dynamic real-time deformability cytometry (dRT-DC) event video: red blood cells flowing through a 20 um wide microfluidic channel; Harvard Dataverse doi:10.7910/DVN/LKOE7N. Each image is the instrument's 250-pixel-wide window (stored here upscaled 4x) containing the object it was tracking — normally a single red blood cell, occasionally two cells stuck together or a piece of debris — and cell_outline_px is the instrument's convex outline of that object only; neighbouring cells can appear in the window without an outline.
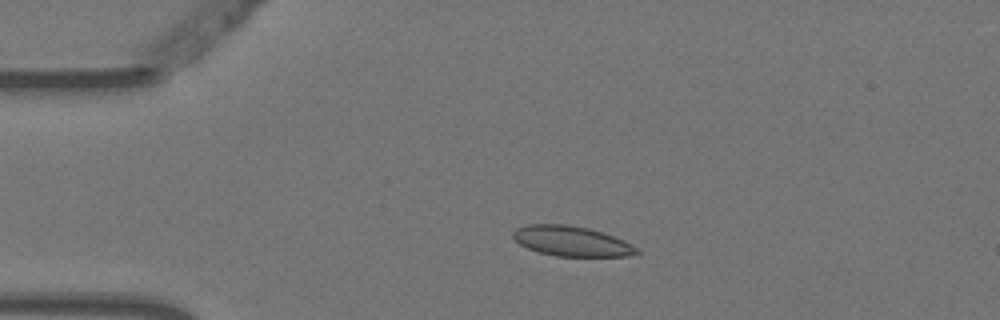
{"species": "Egyptian fruit bat (a non-hibernating species)", "species_latin": "Rousettus aegyptiacus", "temperature_condition": "warm", "stored_images_in_passage": 4, "camera_frame_rate_fps": 3000, "um_per_image_px": 0.085, "animal": {"sex": "female"}, "frame": {"image": 1, "passage_image": 3, "time_ms": 0.667, "image_size_px": [1000, 320], "cell_outline_px": [[640, 252], [628, 256], [556, 256], [536, 252], [520, 244], [512, 236], [512, 232], [516, 228], [528, 224], [564, 224], [588, 228], [624, 240], [640, 248]], "centroid_in_image_um": [48.57, 20.5], "position_along_channel_um": 36.4, "area_um2": 21.68}}